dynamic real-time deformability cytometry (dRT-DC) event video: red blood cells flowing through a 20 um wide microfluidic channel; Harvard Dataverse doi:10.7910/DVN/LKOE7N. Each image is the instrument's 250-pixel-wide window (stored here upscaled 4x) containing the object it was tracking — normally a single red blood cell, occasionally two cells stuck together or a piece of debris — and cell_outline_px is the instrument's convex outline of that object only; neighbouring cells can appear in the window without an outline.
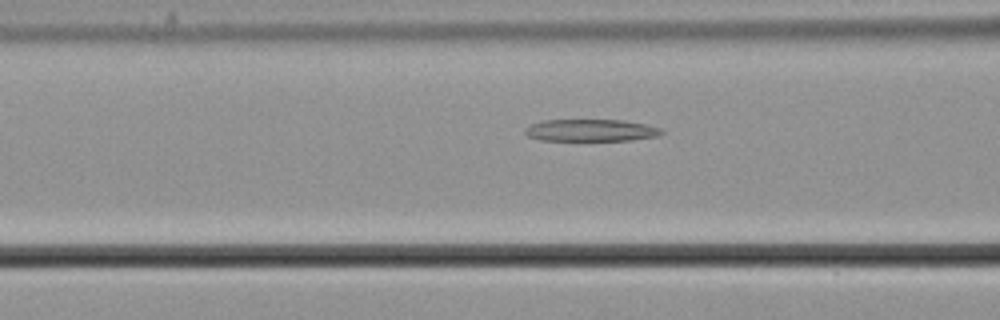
{"species": "common noctule bat (a hibernating species)", "species_latin": "Nyctalus noctula", "temperature_condition": "cold", "stored_images_in_passage": 12, "camera_frame_rate_fps": 3000, "um_per_image_px": 0.085, "animal": {"sex": "male", "body_mass_g": 21.5, "forearm_length_mm": 52.0}, "frame": {"image": 1, "passage_image": 7, "time_ms": 2.0, "image_size_px": [1000, 320], "cell_outline_px": [[664, 132], [656, 136], [632, 140], [540, 140], [528, 136], [524, 132], [524, 128], [532, 124], [544, 120], [624, 120], [648, 124], [660, 128]], "centroid_in_image_um": [50.23, 11.07], "position_along_channel_um": 116.4, "area_um2": 17.51}}
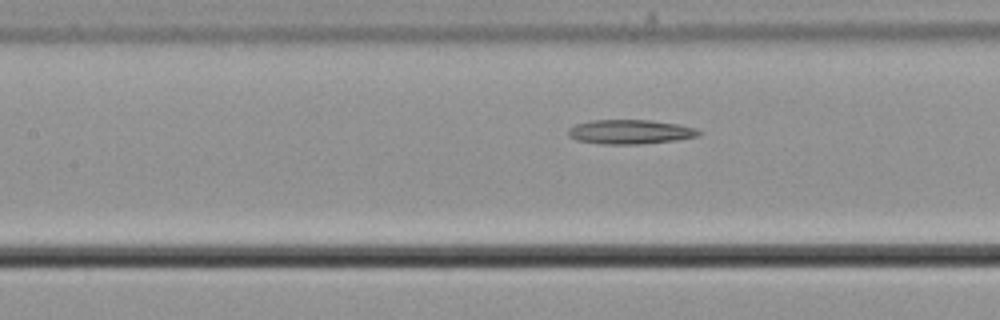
{"frame": {"image": 2, "passage_image": 10, "time_ms": 3.0, "image_size_px": [1000, 320], "cell_outline_px": [[700, 136], [676, 140], [640, 144], [600, 144], [576, 140], [568, 136], [568, 128], [576, 124], [588, 120], [652, 120], [680, 124], [696, 128], [700, 132]], "centroid_in_image_um": [53.55, 11.2], "position_along_channel_um": 153.8, "area_um2": 18.73}}